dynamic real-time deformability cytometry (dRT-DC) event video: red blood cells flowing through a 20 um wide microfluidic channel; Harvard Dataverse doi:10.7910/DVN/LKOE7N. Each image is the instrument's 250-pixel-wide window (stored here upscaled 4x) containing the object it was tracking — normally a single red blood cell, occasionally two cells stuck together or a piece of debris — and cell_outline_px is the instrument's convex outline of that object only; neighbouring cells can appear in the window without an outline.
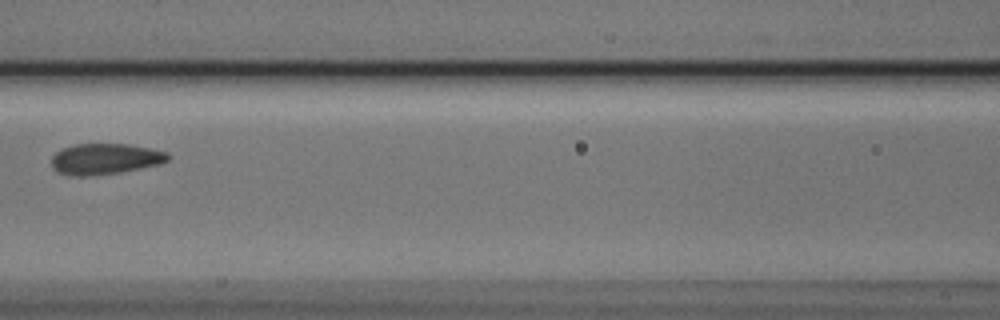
{"species": "Egyptian fruit bat (a non-hibernating species)", "species_latin": "Rousettus aegyptiacus", "temperature_condition": "cold", "stored_images_in_passage": 5, "camera_frame_rate_fps": 3000, "um_per_image_px": 0.085, "animal": {"sex": "male"}, "frame": {"image": 1, "passage_image": 4, "time_ms": 1.0, "image_size_px": [1000, 320], "cell_outline_px": [[172, 156], [168, 160], [160, 164], [120, 172], [88, 176], [68, 176], [56, 172], [52, 168], [52, 156], [60, 148], [76, 144], [128, 144], [152, 148], [168, 152]], "centroid_in_image_um": [8.92, 13.51], "position_along_channel_um": 157.7, "area_um2": 21.27}}
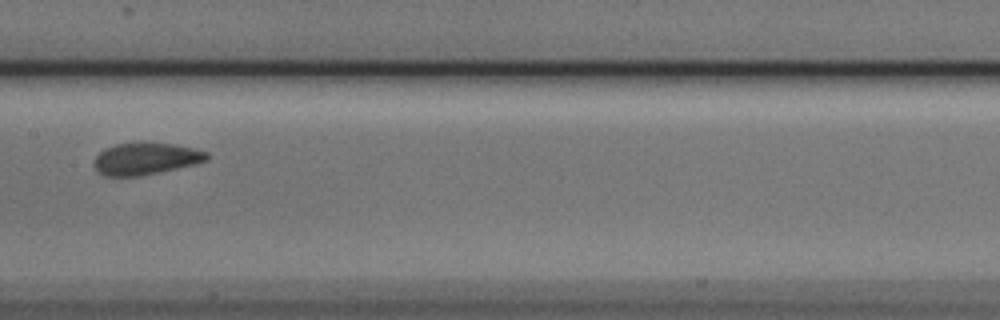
{"frame": {"image": 2, "passage_image": 5, "time_ms": 1.333, "image_size_px": [1000, 320], "cell_outline_px": [[208, 160], [196, 164], [140, 176], [104, 176], [96, 172], [96, 156], [100, 152], [116, 144], [172, 144], [192, 148], [208, 152]], "centroid_in_image_um": [12.41, 13.52], "position_along_channel_um": 195.0, "area_um2": 20.4}}